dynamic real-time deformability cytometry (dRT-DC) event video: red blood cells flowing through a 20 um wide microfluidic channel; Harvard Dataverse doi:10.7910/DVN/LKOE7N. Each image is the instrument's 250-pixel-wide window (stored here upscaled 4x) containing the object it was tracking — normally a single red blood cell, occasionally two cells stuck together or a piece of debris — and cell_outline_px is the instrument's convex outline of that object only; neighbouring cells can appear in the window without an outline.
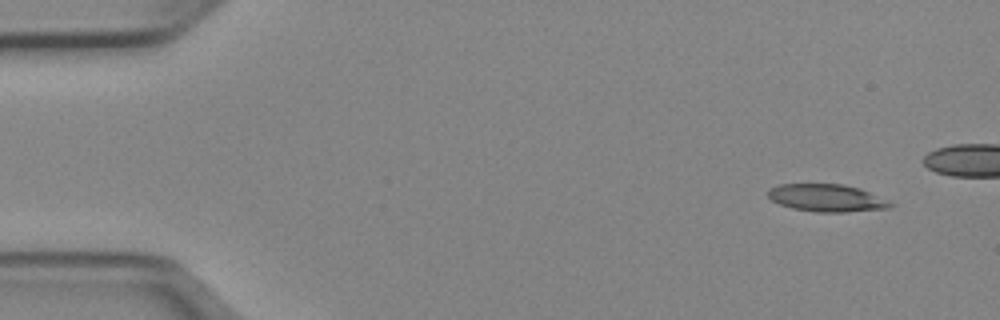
{"species": "Egyptian fruit bat (a non-hibernating species)", "species_latin": "Rousettus aegyptiacus", "temperature_condition": "cold", "stored_images_in_passage": 13, "camera_frame_rate_fps": 3000, "um_per_image_px": 0.085, "animal": {"sex": "female"}, "frame": {"image": 1, "passage_image": 1, "time_ms": 0.0, "image_size_px": [1000, 320], "cell_outline_px": [[896, 204], [888, 208], [844, 212], [816, 212], [792, 208], [780, 204], [772, 200], [768, 196], [768, 188], [780, 184], [840, 184], [860, 188]], "centroid_in_image_um": [70.26, 16.82], "position_along_channel_um": 14.7, "area_um2": 19.48}}